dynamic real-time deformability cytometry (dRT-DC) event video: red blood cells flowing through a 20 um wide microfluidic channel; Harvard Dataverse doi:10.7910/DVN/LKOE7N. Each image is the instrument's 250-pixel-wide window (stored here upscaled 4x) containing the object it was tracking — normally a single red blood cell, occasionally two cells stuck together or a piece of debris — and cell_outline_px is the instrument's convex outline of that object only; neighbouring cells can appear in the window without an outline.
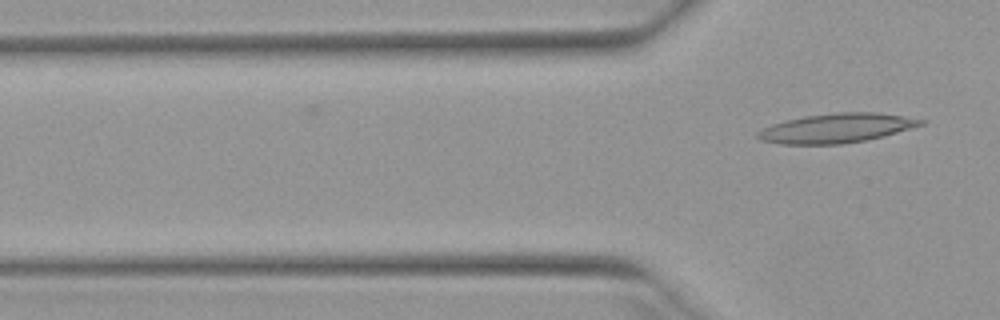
{"species": "Egyptian fruit bat (a non-hibernating species)", "species_latin": "Rousettus aegyptiacus", "temperature_condition": "warm", "stored_images_in_passage": 10, "camera_frame_rate_fps": 3000, "um_per_image_px": 0.085, "animal": {"sex": "female"}, "frame": {"image": 1, "passage_image": 10, "time_ms": 3.0, "image_size_px": [1000, 320], "cell_outline_px": [[928, 120], [924, 124], [884, 136], [868, 140], [840, 144], [780, 144], [760, 140], [756, 136], [756, 132], [772, 124], [804, 116], [836, 112], [876, 112]], "centroid_in_image_um": [71.11, 10.89], "position_along_channel_um": 54.7, "area_um2": 27.86}}